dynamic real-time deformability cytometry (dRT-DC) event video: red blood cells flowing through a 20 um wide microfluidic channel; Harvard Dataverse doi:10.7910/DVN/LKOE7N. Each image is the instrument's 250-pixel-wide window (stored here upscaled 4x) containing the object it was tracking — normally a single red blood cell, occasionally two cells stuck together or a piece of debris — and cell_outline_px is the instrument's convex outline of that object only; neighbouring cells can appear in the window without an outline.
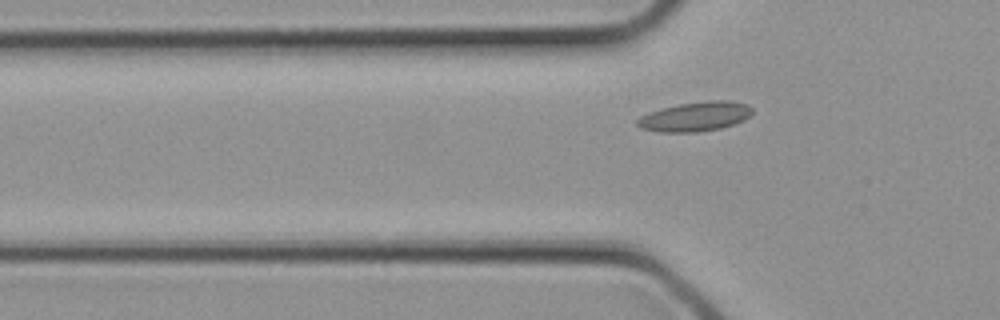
{"species": "common noctule bat (a hibernating species)", "species_latin": "Nyctalus noctula", "temperature_condition": "cold", "stored_images_in_passage": 3, "camera_frame_rate_fps": 3000, "um_per_image_px": 0.085, "animal": {"sex": "female", "body_mass_g": 21.9}, "frame": {"image": 1, "passage_image": 3, "time_ms": 0.667, "image_size_px": [1000, 320], "cell_outline_px": [[752, 112], [744, 120], [736, 124], [720, 128], [696, 132], [660, 132], [640, 128], [636, 124], [636, 120], [640, 116], [648, 112], [680, 104], [708, 100], [728, 100], [748, 104], [752, 108]], "centroid_in_image_um": [59.1, 9.91], "position_along_channel_um": 66.7, "area_um2": 19.77}}